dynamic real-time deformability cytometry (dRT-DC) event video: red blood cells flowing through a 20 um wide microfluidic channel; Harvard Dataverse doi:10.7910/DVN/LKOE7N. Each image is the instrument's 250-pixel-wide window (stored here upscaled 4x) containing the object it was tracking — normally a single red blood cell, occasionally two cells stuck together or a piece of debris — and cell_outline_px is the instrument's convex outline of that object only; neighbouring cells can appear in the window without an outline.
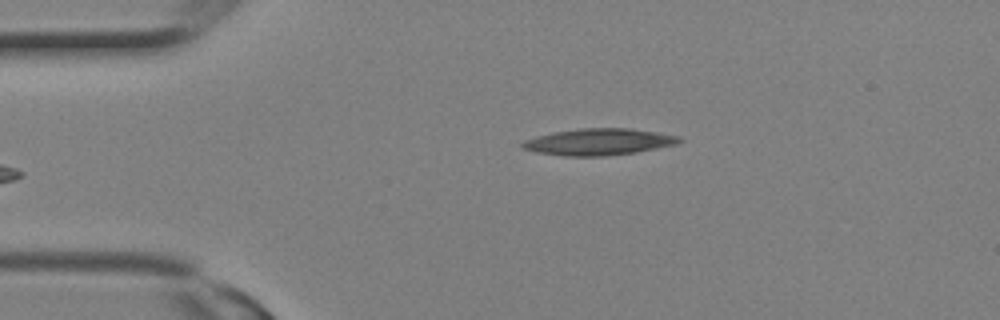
{"species": "Egyptian fruit bat (a non-hibernating species)", "species_latin": "Rousettus aegyptiacus", "temperature_condition": "room temperature", "stored_images_in_passage": 3, "camera_frame_rate_fps": 3000, "um_per_image_px": 0.085, "animal": {"sex": "female"}, "frame": {"image": 1, "passage_image": 3, "time_ms": 0.667, "image_size_px": [1000, 320], "cell_outline_px": [[684, 140], [676, 144], [636, 152], [604, 156], [564, 156], [536, 152], [520, 148], [520, 144], [524, 140], [536, 136], [552, 132], [580, 128], [628, 128], [656, 132], [680, 136]], "centroid_in_image_um": [50.85, 12.06], "position_along_channel_um": 34.1, "area_um2": 24.39}}